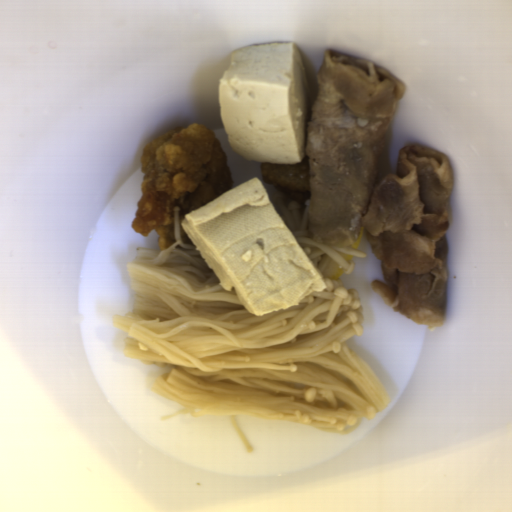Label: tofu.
I'll return each instance as SVG.
<instances>
[{
    "label": "tofu",
    "instance_id": "5b9d583a",
    "mask_svg": "<svg viewBox=\"0 0 512 512\" xmlns=\"http://www.w3.org/2000/svg\"><path fill=\"white\" fill-rule=\"evenodd\" d=\"M181 225L218 283L234 287L257 317L298 306L325 288L258 177L186 213Z\"/></svg>",
    "mask_w": 512,
    "mask_h": 512
},
{
    "label": "tofu",
    "instance_id": "ead7c124",
    "mask_svg": "<svg viewBox=\"0 0 512 512\" xmlns=\"http://www.w3.org/2000/svg\"><path fill=\"white\" fill-rule=\"evenodd\" d=\"M217 101L228 144L245 161L302 162L310 90L296 44H252L231 51Z\"/></svg>",
    "mask_w": 512,
    "mask_h": 512
}]
</instances>
